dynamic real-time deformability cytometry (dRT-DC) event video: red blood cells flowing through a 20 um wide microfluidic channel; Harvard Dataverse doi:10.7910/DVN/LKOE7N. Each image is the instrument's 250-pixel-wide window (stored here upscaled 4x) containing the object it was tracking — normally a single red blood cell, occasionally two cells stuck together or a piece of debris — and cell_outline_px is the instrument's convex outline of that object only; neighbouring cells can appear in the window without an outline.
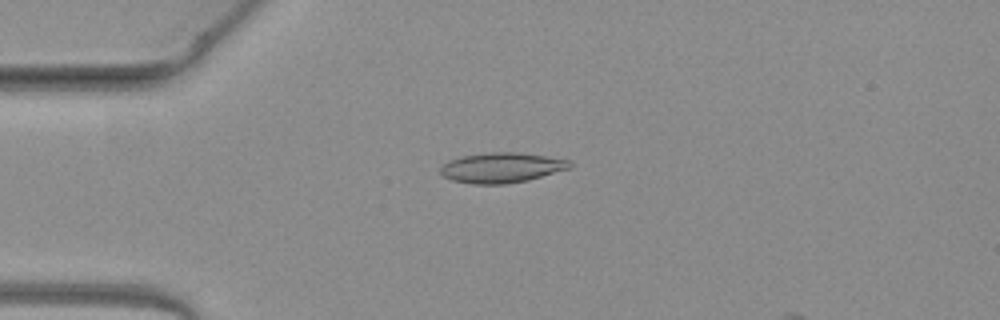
{"species": "common noctule bat (a hibernating species)", "species_latin": "Nyctalus noctula", "temperature_condition": "warm", "stored_images_in_passage": 49, "camera_frame_rate_fps": 3000, "um_per_image_px": 0.085, "animal": {"sex": "female", "body_mass_g": 19.3, "forearm_length_mm": 54.1}, "frame": {"image": 1, "passage_image": 11, "time_ms": 3.333, "image_size_px": [1000, 320], "cell_outline_px": [[572, 168], [528, 180], [504, 184], [472, 184], [452, 180], [444, 176], [440, 172], [440, 168], [448, 160], [460, 156], [488, 152], [520, 152], [572, 160]], "centroid_in_image_um": [42.66, 14.24], "position_along_channel_um": 42.3, "area_um2": 22.95}}
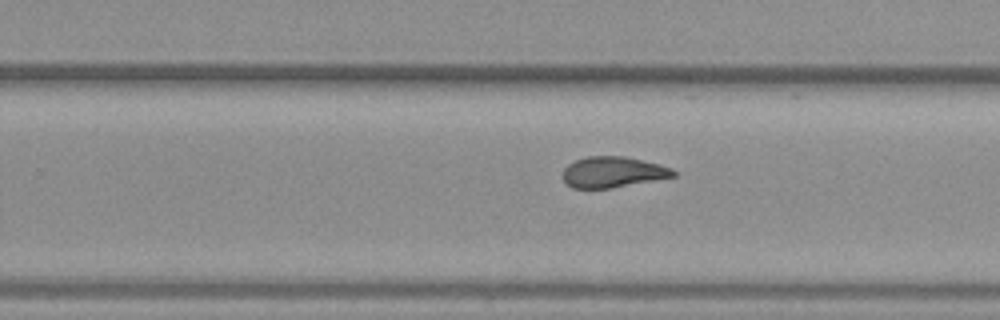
{"frame": {"image": 2, "passage_image": 30, "time_ms": 9.667, "image_size_px": [1000, 320], "cell_outline_px": [[676, 176], [612, 188], [572, 188], [564, 180], [564, 168], [568, 164], [576, 160], [588, 156], [624, 156], [660, 164], [672, 168], [676, 172]], "centroid_in_image_um": [52.12, 14.62], "position_along_channel_um": 277.7, "area_um2": 19.77}}
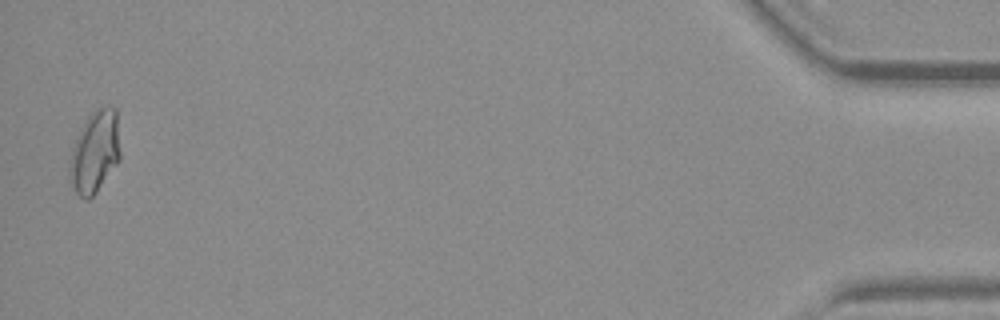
{"frame": {"image": 3, "passage_image": 48, "time_ms": 15.667, "image_size_px": [1000, 320], "cell_outline_px": [[120, 160], [96, 192], [88, 200], [84, 200], [76, 192], [68, 176], [68, 168], [72, 148], [88, 116], [92, 112], [104, 104], [108, 104], [116, 108], [120, 152]], "centroid_in_image_um": [8.07, 12.9], "position_along_channel_um": 427.1, "area_um2": 24.22}, "authors_computed_cell_mechanics": {"area_um2": 21.1548, "velocity_mm_per_s": 4.0756, "shape_relaxation_time_tau1_ms": null, "shape_relaxation_time_tau2_ms": 2.0723, "deformation_change_tau1": null, "deformation_change_tau2": 0.0841}}